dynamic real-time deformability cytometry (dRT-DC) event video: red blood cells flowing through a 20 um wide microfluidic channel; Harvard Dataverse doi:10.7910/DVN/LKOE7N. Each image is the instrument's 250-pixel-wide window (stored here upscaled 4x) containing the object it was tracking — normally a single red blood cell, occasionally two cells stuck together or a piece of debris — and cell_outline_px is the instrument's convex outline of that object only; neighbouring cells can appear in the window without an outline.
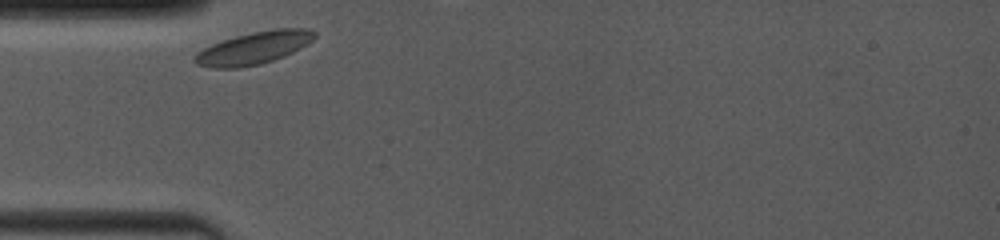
{"species": "common noctule bat (a hibernating species)", "species_latin": "Nyctalus noctula", "temperature_condition": "room temperature", "stored_images_in_passage": 7, "camera_frame_rate_fps": 4000, "um_per_image_px": 0.085, "animal": {"sex": "female", "body_mass_g": 19.0, "forearm_length_mm": 53.3}, "frame": {"image": 1, "passage_image": 1, "time_ms": 0.0, "image_size_px": [1000, 240], "cell_outline_px": [[316, 36], [312, 40], [300, 48], [284, 56], [260, 64], [240, 68], [212, 68], [196, 64], [192, 60], [192, 56], [196, 52], [212, 44], [236, 36], [252, 32], [276, 28], [308, 28], [316, 32]], "centroid_in_image_um": [21.55, 4.08], "position_along_channel_um": 63.5, "area_um2": 22.66}}
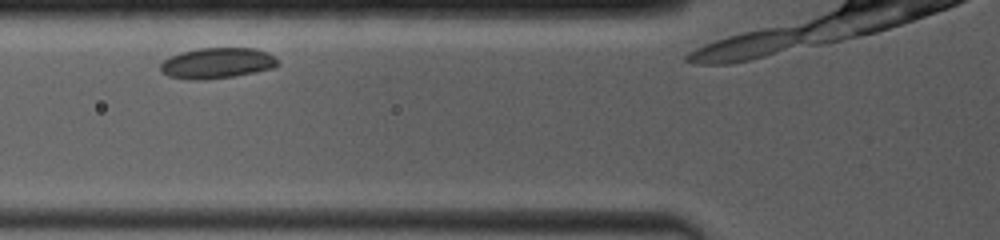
{"frame": {"image": 2, "passage_image": 4, "time_ms": 1.25, "image_size_px": [1000, 240], "cell_outline_px": [[276, 68], [256, 72], [232, 76], [204, 80], [196, 80], [168, 76], [160, 72], [160, 64], [168, 56], [180, 52], [196, 48], [256, 48], [268, 52], [276, 60]], "centroid_in_image_um": [18.41, 5.36], "position_along_channel_um": 107.4, "area_um2": 21.1}}